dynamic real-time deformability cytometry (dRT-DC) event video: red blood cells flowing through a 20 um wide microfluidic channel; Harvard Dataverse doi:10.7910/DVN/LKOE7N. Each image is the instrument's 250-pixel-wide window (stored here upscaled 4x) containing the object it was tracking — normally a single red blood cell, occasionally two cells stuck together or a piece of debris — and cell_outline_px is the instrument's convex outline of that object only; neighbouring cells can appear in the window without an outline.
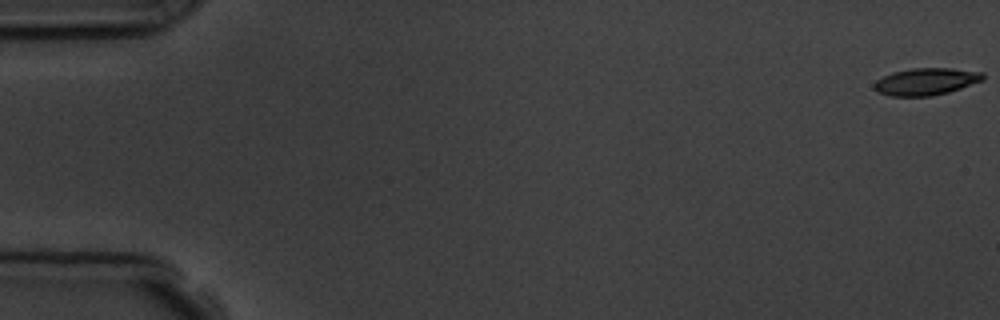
{"species": "common noctule bat (a hibernating species)", "species_latin": "Nyctalus noctula", "temperature_condition": "room temperature", "stored_images_in_passage": 10, "camera_frame_rate_fps": 3000, "um_per_image_px": 0.085, "animal": {"sex": "male", "body_mass_g": 19.5, "forearm_length_mm": 54.6}, "frame": {"image": 1, "passage_image": 1, "time_ms": 0.0, "image_size_px": [1000, 320], "cell_outline_px": [[984, 80], [948, 92], [932, 96], [892, 96], [880, 92], [872, 88], [872, 84], [876, 80], [892, 72], [912, 68], [952, 68], [984, 72]], "centroid_in_image_um": [78.71, 6.92], "position_along_channel_um": 6.3, "area_um2": 17.22}}
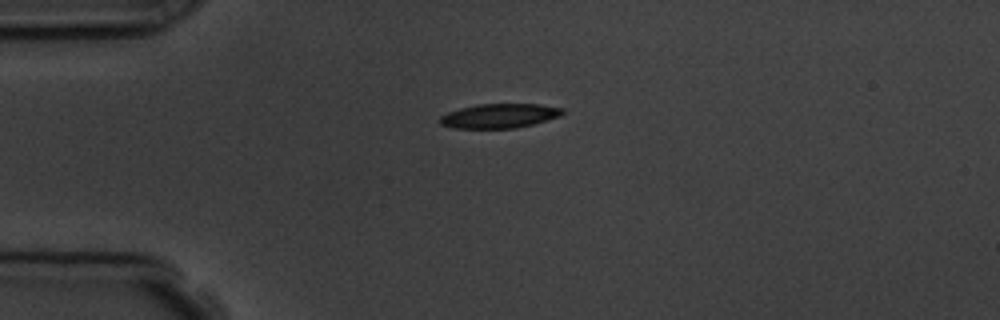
{"frame": {"image": 2, "passage_image": 5, "time_ms": 4.333, "image_size_px": [1000, 320], "cell_outline_px": [[564, 112], [560, 116], [532, 124], [516, 128], [452, 128], [440, 124], [440, 116], [448, 112], [460, 108], [476, 104], [540, 104], [564, 108]], "centroid_in_image_um": [42.44, 9.84], "position_along_channel_um": 42.6, "area_um2": 17.4}}